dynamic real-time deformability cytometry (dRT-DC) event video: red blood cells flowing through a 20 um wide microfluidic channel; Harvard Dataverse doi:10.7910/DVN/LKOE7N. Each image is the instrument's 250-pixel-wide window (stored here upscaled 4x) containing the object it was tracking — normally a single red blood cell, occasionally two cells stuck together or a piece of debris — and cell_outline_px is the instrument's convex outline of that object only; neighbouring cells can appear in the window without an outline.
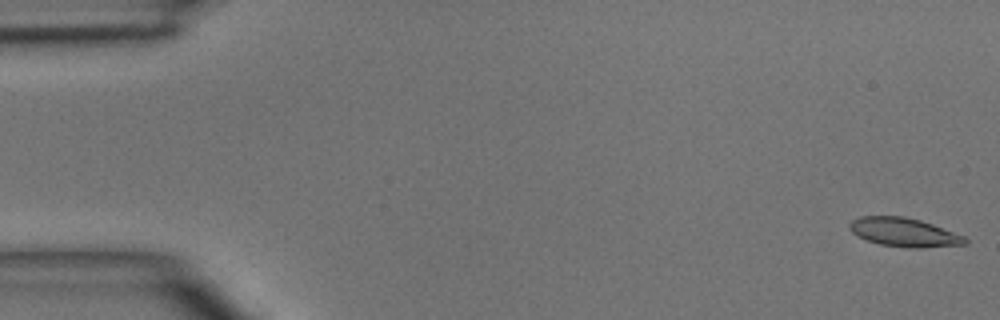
{"species": "common noctule bat (a hibernating species)", "species_latin": "Nyctalus noctula", "temperature_condition": "room temperature", "stored_images_in_passage": 5, "camera_frame_rate_fps": 3000, "um_per_image_px": 0.085, "animal": {"sex": "male", "body_mass_g": 15.6}, "frame": {"image": 1, "passage_image": 1, "time_ms": 0.0, "image_size_px": [1000, 320], "cell_outline_px": [[968, 244], [924, 248], [908, 248], [880, 244], [856, 236], [848, 228], [848, 224], [852, 220], [860, 216], [904, 216], [920, 220], [932, 224], [964, 236], [968, 240]], "centroid_in_image_um": [76.83, 19.75], "position_along_channel_um": 8.2, "area_um2": 19.48}}
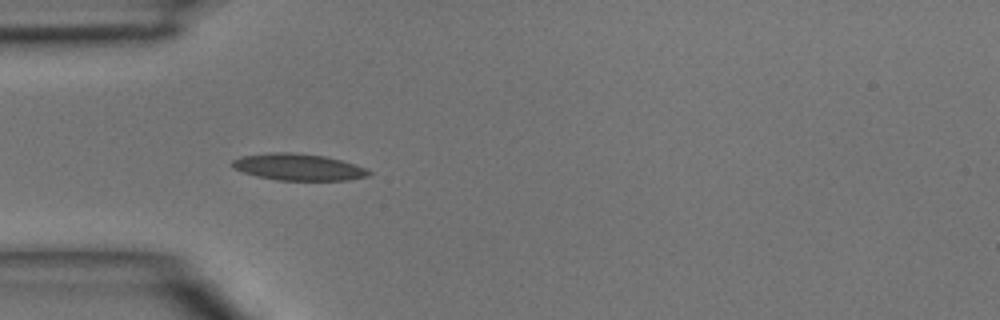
{"frame": {"image": 2, "passage_image": 4, "time_ms": 4.333, "image_size_px": [1000, 320], "cell_outline_px": [[372, 172], [368, 176], [348, 180], [276, 180], [256, 176], [244, 172], [236, 168], [232, 164], [232, 160], [240, 156], [268, 152], [288, 152], [324, 156], [340, 160], [364, 168]], "centroid_in_image_um": [25.33, 14.2], "position_along_channel_um": 59.7, "area_um2": 20.98}}
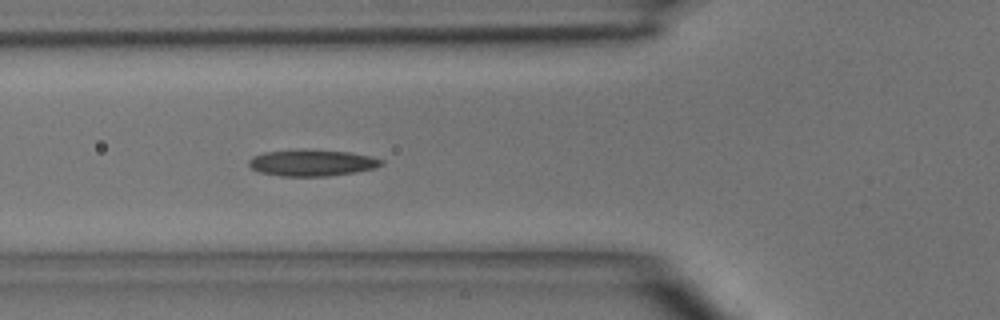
{"frame": {"image": 3, "passage_image": 5, "time_ms": 5.333, "image_size_px": [1000, 320], "cell_outline_px": [[384, 164], [372, 168], [352, 172], [328, 176], [280, 176], [260, 172], [252, 168], [248, 164], [248, 160], [252, 156], [264, 152], [348, 152], [372, 156], [384, 160]], "centroid_in_image_um": [26.52, 13.88], "position_along_channel_um": 99.3, "area_um2": 19.36}}